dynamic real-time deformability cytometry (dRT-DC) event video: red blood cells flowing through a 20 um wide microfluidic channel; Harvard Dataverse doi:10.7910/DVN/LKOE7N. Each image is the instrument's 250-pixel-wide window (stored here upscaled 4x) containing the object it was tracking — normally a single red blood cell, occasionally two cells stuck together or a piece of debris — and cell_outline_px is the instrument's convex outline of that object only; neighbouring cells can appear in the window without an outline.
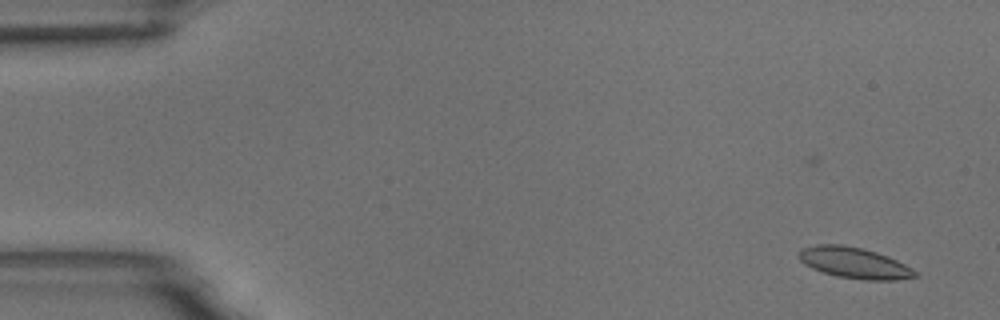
{"species": "common noctule bat (a hibernating species)", "species_latin": "Nyctalus noctula", "temperature_condition": "room temperature", "stored_images_in_passage": 59, "camera_frame_rate_fps": 3000, "um_per_image_px": 0.085, "animal": {"sex": "male", "body_mass_g": 18.8}, "frame": {"image": 1, "passage_image": 3, "time_ms": 0.667, "image_size_px": [1000, 320], "cell_outline_px": [[920, 276], [896, 280], [864, 280], [836, 276], [812, 268], [804, 264], [800, 260], [800, 252], [804, 248], [816, 244], [844, 244], [876, 252], [896, 260], [920, 272]], "centroid_in_image_um": [72.67, 22.35], "position_along_channel_um": 12.3, "area_um2": 20.92}}
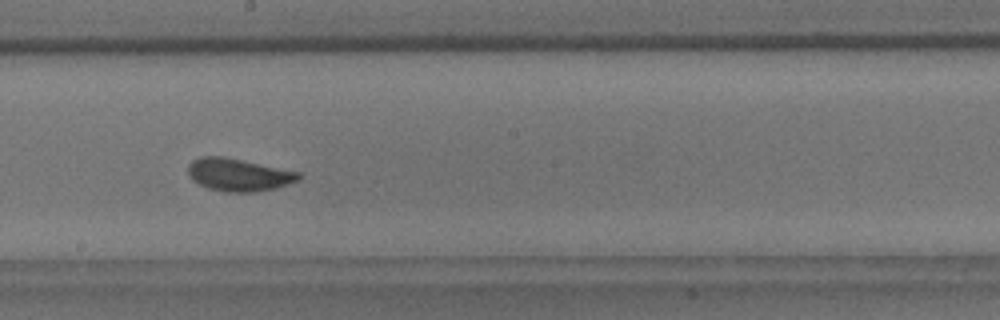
{"frame": {"image": 2, "passage_image": 33, "time_ms": 10.667, "image_size_px": [1000, 320], "cell_outline_px": [[300, 180], [276, 188], [256, 192], [224, 192], [208, 188], [192, 180], [188, 172], [188, 164], [192, 160], [200, 156], [224, 156], [300, 172]], "centroid_in_image_um": [20.27, 14.85], "position_along_channel_um": 227.9, "area_um2": 21.15}}
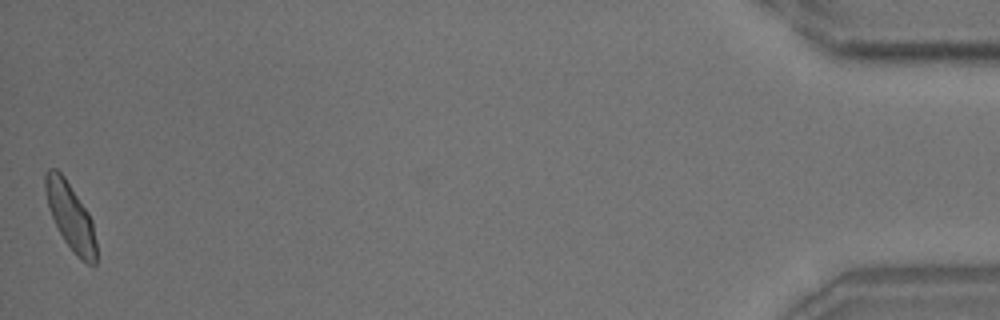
{"frame": {"image": 3, "passage_image": 59, "time_ms": 19.333, "image_size_px": [1000, 320], "cell_outline_px": [[96, 264], [88, 264], [76, 256], [64, 240], [52, 216], [48, 204], [44, 188], [44, 172], [48, 168], [56, 168], [64, 176], [88, 212], [92, 220], [96, 240]], "centroid_in_image_um": [5.99, 18.37], "position_along_channel_um": 429.2, "area_um2": 19.71}, "authors_computed_cell_mechanics": {"area_um2": 20.3456, "velocity_mm_per_s": 3.4054, "shape_relaxation_time_tau1_ms": 3.741, "shape_relaxation_time_tau2_ms": null, "deformation_change_tau1": 0.0938, "deformation_change_tau2": null}}